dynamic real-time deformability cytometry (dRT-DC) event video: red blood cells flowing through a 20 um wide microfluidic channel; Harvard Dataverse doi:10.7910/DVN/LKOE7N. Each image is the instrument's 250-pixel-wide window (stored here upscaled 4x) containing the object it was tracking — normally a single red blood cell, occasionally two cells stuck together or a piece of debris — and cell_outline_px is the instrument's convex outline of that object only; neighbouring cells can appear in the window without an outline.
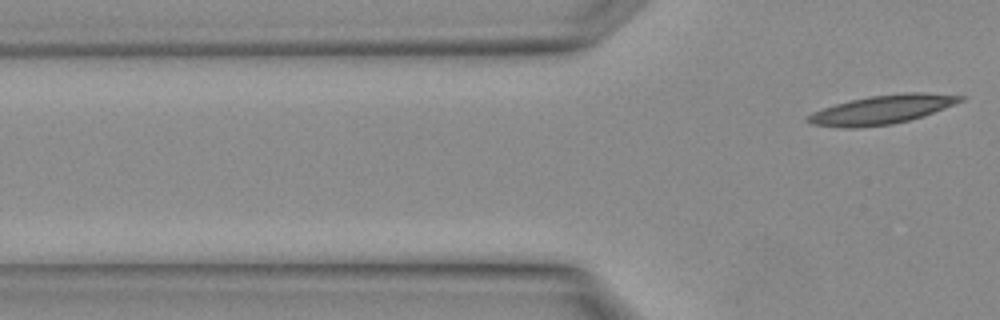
{"species": "Egyptian fruit bat (a non-hibernating species)", "species_latin": "Rousettus aegyptiacus", "temperature_condition": "warm", "stored_images_in_passage": 4, "camera_frame_rate_fps": 3000, "um_per_image_px": 0.085, "animal": {"sex": "female"}, "frame": {"image": 1, "passage_image": 4, "time_ms": 1.0, "image_size_px": [1000, 320], "cell_outline_px": [[968, 96], [964, 100], [924, 116], [892, 124], [856, 128], [844, 128], [812, 124], [808, 120], [808, 116], [812, 112], [836, 104], [852, 100], [872, 96], [904, 92], [924, 92]], "centroid_in_image_um": [75.03, 9.31], "position_along_channel_um": 50.8, "area_um2": 25.43}}